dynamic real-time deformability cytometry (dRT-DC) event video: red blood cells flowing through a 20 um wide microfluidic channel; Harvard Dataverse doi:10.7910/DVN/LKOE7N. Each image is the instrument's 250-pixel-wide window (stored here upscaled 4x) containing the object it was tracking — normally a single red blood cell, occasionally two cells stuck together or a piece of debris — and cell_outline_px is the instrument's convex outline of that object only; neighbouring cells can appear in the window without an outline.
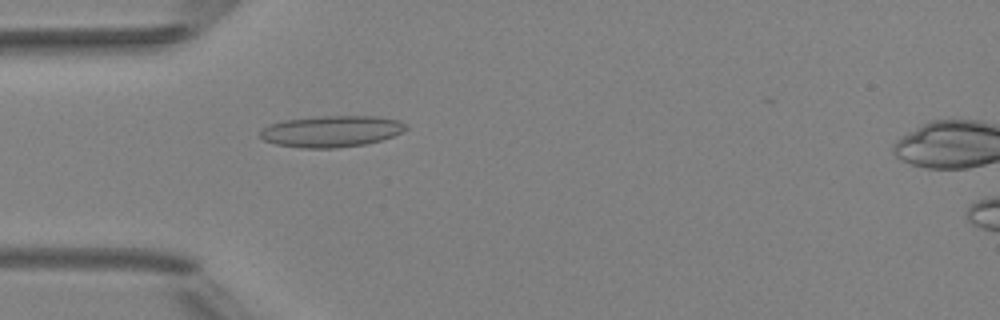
{"species": "Egyptian fruit bat (a non-hibernating species)", "species_latin": "Rousettus aegyptiacus", "temperature_condition": "room temperature", "stored_images_in_passage": 5, "camera_frame_rate_fps": 3000, "um_per_image_px": 0.085, "animal": {"sex": "female"}, "frame": {"image": 1, "passage_image": 4, "time_ms": 4.333, "image_size_px": [1000, 320], "cell_outline_px": [[408, 128], [392, 136], [380, 140], [364, 144], [336, 148], [300, 148], [276, 144], [264, 140], [260, 136], [260, 132], [268, 124], [284, 120], [320, 116], [376, 116], [400, 120], [408, 124]], "centroid_in_image_um": [28.18, 11.15], "position_along_channel_um": 56.8, "area_um2": 26.65}}